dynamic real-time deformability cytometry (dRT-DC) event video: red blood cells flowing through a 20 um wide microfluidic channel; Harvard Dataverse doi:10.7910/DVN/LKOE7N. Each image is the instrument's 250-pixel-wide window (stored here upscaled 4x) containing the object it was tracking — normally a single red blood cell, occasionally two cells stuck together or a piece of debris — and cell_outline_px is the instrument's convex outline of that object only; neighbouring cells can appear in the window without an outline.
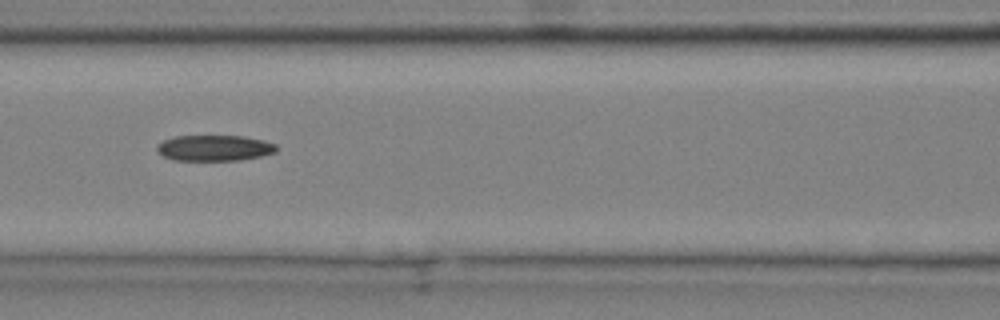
{"species": "common noctule bat (a hibernating species)", "species_latin": "Nyctalus noctula", "temperature_condition": "cold", "stored_images_in_passage": 9, "camera_frame_rate_fps": 3000, "um_per_image_px": 0.085, "animal": {"sex": "male", "body_mass_g": 20.4}, "frame": {"image": 1, "passage_image": 6, "time_ms": 1.667, "image_size_px": [1000, 320], "cell_outline_px": [[276, 152], [260, 156], [240, 160], [172, 160], [164, 156], [156, 148], [156, 144], [164, 140], [176, 136], [244, 136], [264, 140], [276, 144]], "centroid_in_image_um": [18.23, 12.57], "position_along_channel_um": 148.4, "area_um2": 17.92}}